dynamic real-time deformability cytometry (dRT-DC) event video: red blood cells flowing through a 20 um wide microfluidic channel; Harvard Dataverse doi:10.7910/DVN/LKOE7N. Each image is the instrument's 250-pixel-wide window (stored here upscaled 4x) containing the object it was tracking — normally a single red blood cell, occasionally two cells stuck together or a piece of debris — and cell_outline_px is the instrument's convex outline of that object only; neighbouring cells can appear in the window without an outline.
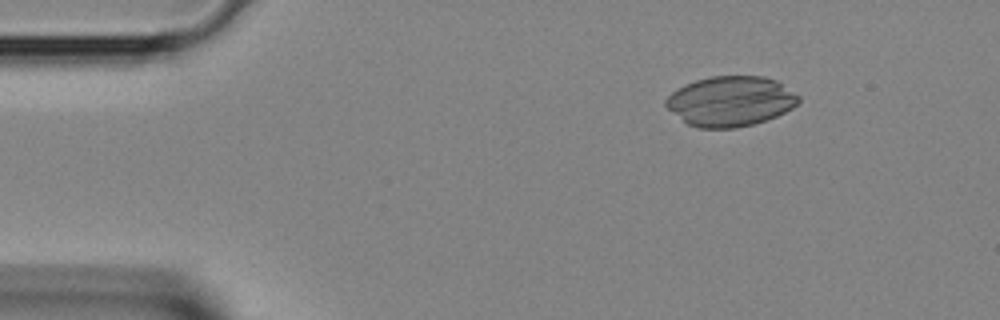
{"species": "Egyptian fruit bat (a non-hibernating species)", "species_latin": "Rousettus aegyptiacus", "temperature_condition": "room temperature", "stored_images_in_passage": 38, "camera_frame_rate_fps": 3000, "um_per_image_px": 0.085, "animal": {"sex": "female"}, "frame": {"image": 1, "passage_image": 5, "time_ms": 1.333, "image_size_px": [1000, 320], "cell_outline_px": [[800, 100], [792, 108], [776, 116], [752, 124], [732, 128], [700, 128], [688, 124], [668, 108], [664, 104], [664, 100], [672, 92], [696, 80], [712, 76], [764, 76], [776, 80], [800, 96]], "centroid_in_image_um": [62.11, 8.6], "position_along_channel_um": 22.9, "area_um2": 38.26}}
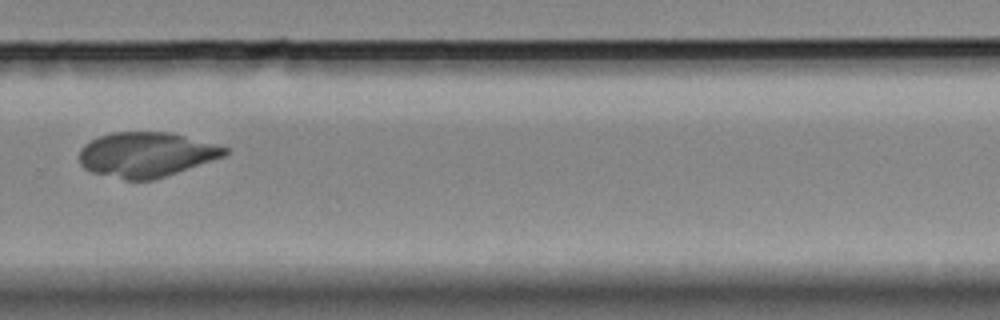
{"frame": {"image": 2, "passage_image": 26, "time_ms": 8.333, "image_size_px": [1000, 320], "cell_outline_px": [[228, 152], [224, 156], [152, 180], [124, 180], [92, 172], [84, 168], [80, 164], [80, 148], [84, 144], [100, 136], [112, 132], [168, 132], [216, 144], [228, 148]], "centroid_in_image_um": [12.39, 13.14], "position_along_channel_um": 317.4, "area_um2": 37.63}}
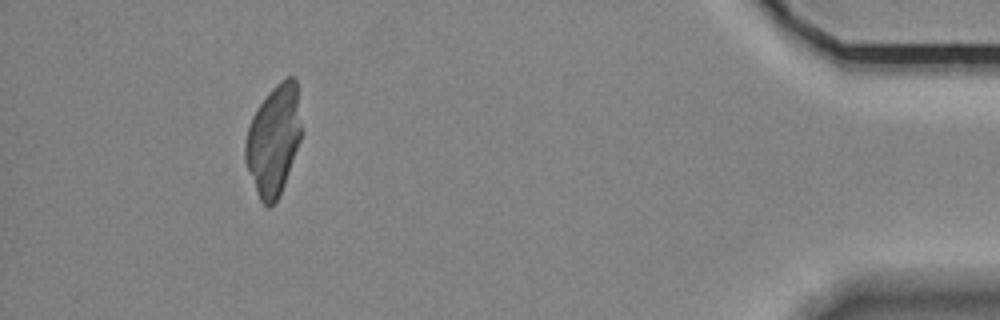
{"frame": {"image": 3, "passage_image": 35, "time_ms": 11.333, "image_size_px": [1000, 320], "cell_outline_px": [[304, 132], [284, 184], [276, 200], [268, 208], [260, 200], [256, 192], [248, 172], [244, 160], [244, 144], [248, 128], [252, 116], [256, 108], [268, 92], [280, 80], [288, 76], [292, 76], [296, 80]], "centroid_in_image_um": [23.27, 11.86], "position_along_channel_um": 411.9, "area_um2": 36.59}}